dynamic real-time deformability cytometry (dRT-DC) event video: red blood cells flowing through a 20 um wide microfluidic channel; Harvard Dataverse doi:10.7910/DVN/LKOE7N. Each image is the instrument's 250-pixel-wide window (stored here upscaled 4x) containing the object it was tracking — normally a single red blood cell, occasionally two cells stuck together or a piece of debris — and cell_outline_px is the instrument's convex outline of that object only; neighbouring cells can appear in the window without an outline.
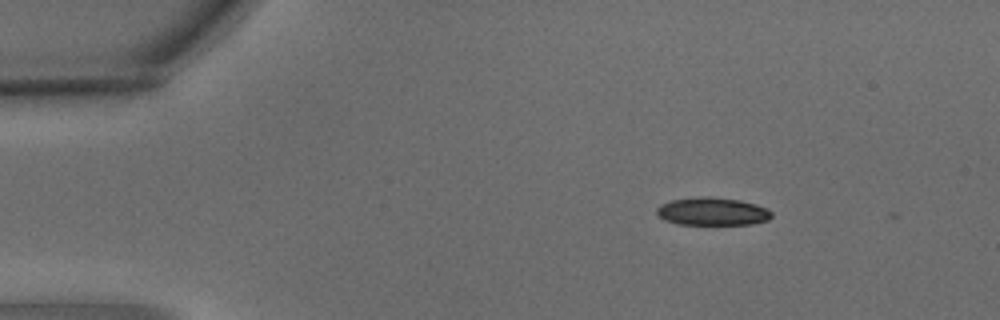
{"species": "common noctule bat (a hibernating species)", "species_latin": "Nyctalus noctula", "temperature_condition": "warm", "stored_images_in_passage": 3, "camera_frame_rate_fps": 3000, "um_per_image_px": 0.085, "animal": {"sex": "male", "body_mass_g": 15.6}, "frame": {"image": 1, "passage_image": 1, "time_ms": 0.0, "image_size_px": [1000, 320], "cell_outline_px": [[772, 216], [768, 220], [752, 224], [676, 224], [664, 220], [656, 212], [656, 208], [660, 204], [672, 200], [704, 196], [708, 196], [740, 200], [756, 204], [768, 208], [772, 212]], "centroid_in_image_um": [60.56, 17.97], "position_along_channel_um": 24.4, "area_um2": 18.73}}